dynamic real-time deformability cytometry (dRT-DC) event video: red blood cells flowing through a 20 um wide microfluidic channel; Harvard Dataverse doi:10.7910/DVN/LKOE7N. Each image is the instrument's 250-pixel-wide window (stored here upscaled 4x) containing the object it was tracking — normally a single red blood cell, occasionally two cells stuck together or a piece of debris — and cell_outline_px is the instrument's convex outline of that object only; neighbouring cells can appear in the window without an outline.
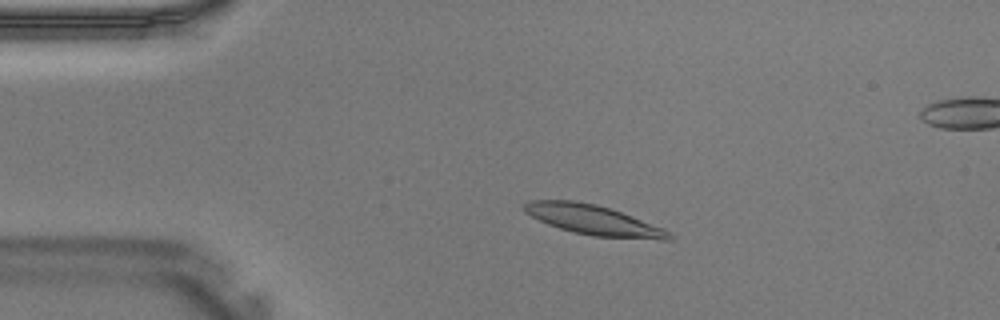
{"species": "Egyptian fruit bat (a non-hibernating species)", "species_latin": "Rousettus aegyptiacus", "temperature_condition": "warm", "stored_images_in_passage": 40, "camera_frame_rate_fps": 3000, "um_per_image_px": 0.085, "animal": {"sex": "male"}, "frame": {"image": 1, "passage_image": 7, "time_ms": 2.0, "image_size_px": [1000, 320], "cell_outline_px": [[672, 240], [660, 240], [592, 236], [560, 228], [548, 224], [524, 212], [524, 204], [528, 200], [576, 200], [596, 204], [620, 212], [664, 228], [672, 232]], "centroid_in_image_um": [50.47, 18.7], "position_along_channel_um": 34.5, "area_um2": 25.09}}
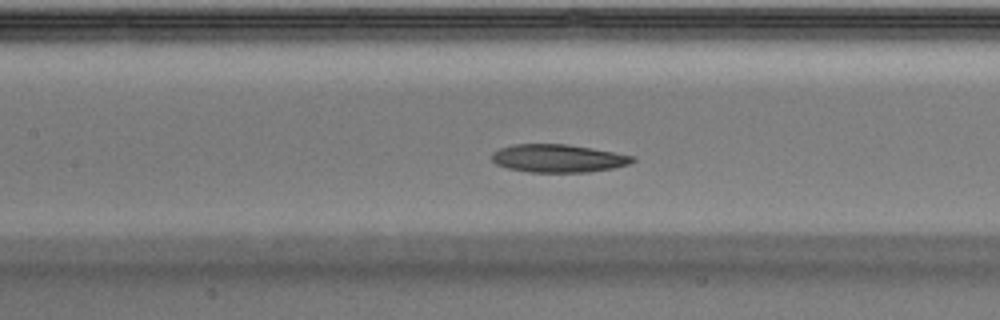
{"frame": {"image": 2, "passage_image": 17, "time_ms": 5.333, "image_size_px": [1000, 320], "cell_outline_px": [[636, 160], [628, 164], [612, 168], [588, 172], [528, 172], [508, 168], [496, 164], [492, 160], [492, 152], [500, 148], [512, 144], [564, 144], [592, 148], [636, 156]], "centroid_in_image_um": [47.44, 13.45], "position_along_channel_um": 160.0, "area_um2": 22.95}}
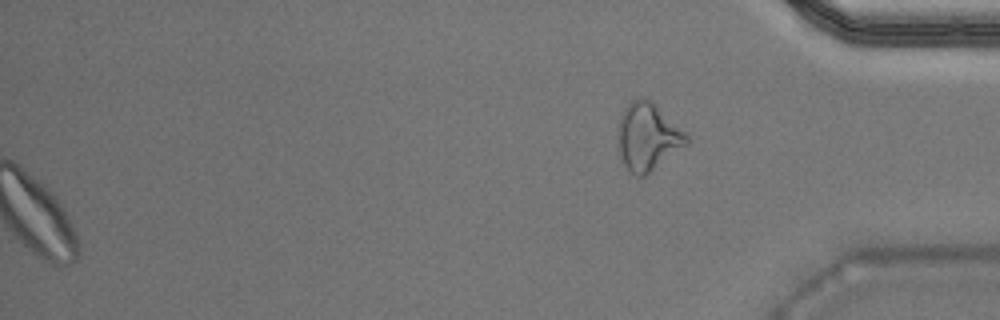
{"frame": {"image": 3, "passage_image": 40, "time_ms": 13.0, "image_size_px": [1000, 320], "cell_outline_px": [[688, 140], [684, 144], [644, 176], [636, 176], [624, 164], [620, 156], [620, 116], [624, 108], [632, 100], [644, 96], [652, 100], [688, 136]], "centroid_in_image_um": [55.03, 11.57], "position_along_channel_um": 380.2, "area_um2": 25.78}}